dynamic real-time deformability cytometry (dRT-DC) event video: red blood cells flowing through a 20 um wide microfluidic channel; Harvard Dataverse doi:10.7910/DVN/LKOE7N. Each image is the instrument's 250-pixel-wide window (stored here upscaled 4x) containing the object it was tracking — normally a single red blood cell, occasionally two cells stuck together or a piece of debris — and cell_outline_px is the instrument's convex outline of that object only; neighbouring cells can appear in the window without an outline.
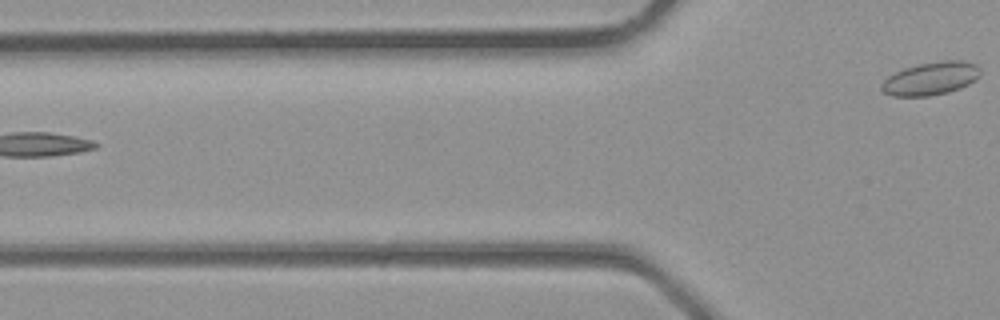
{"species": "common noctule bat (a hibernating species)", "species_latin": "Nyctalus noctula", "temperature_condition": "room temperature", "stored_images_in_passage": 2, "camera_frame_rate_fps": 3000, "um_per_image_px": 0.085, "animal": {"sex": "male", "body_mass_g": 23.1, "forearm_length_mm": 52.7}, "frame": {"image": 1, "passage_image": 2, "time_ms": 0.333, "image_size_px": [1000, 320], "cell_outline_px": [[980, 76], [976, 80], [960, 88], [948, 92], [928, 96], [892, 96], [884, 92], [880, 88], [880, 84], [888, 76], [904, 68], [916, 64], [940, 60], [964, 60], [976, 64], [980, 68]], "centroid_in_image_um": [79.13, 6.66], "position_along_channel_um": 46.7, "area_um2": 19.25}}